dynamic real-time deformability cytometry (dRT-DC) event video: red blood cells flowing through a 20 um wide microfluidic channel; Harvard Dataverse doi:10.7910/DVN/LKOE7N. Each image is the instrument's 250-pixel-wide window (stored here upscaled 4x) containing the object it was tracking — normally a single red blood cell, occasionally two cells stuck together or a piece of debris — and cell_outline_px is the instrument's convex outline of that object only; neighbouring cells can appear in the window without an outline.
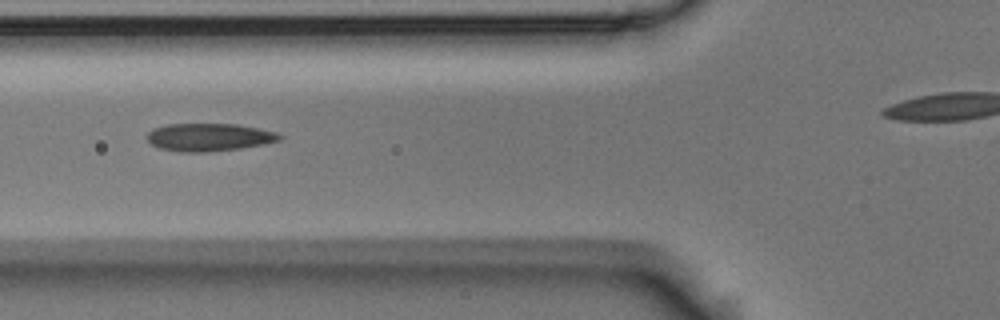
{"species": "Egyptian fruit bat (a non-hibernating species)", "species_latin": "Rousettus aegyptiacus", "temperature_condition": "room temperature", "stored_images_in_passage": 7, "segment_of_instrument_passage": [1, 2], "camera_frame_rate_fps": 3000, "um_per_image_px": 0.085, "animal": {"sex": "male"}, "frame": {"image": 1, "passage_image": 3, "time_ms": 0.667, "image_size_px": [1000, 320], "cell_outline_px": [[284, 136], [280, 140], [264, 144], [240, 148], [208, 152], [180, 152], [160, 148], [152, 144], [144, 136], [152, 128], [168, 124], [236, 124], [260, 128], [276, 132]], "centroid_in_image_um": [17.76, 11.66], "position_along_channel_um": 108.0, "area_um2": 21.62}}
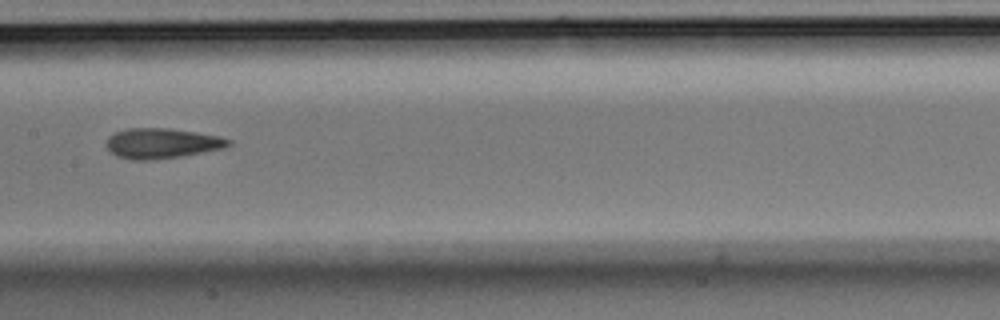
{"frame": {"image": 2, "passage_image": 5, "time_ms": 1.333, "image_size_px": [1000, 320], "cell_outline_px": [[232, 144], [224, 148], [180, 156], [152, 160], [132, 160], [120, 156], [112, 152], [108, 148], [108, 136], [116, 132], [128, 128], [168, 128], [196, 132], [220, 136], [232, 140]], "centroid_in_image_um": [13.8, 12.17], "position_along_channel_um": 193.6, "area_um2": 21.27}}
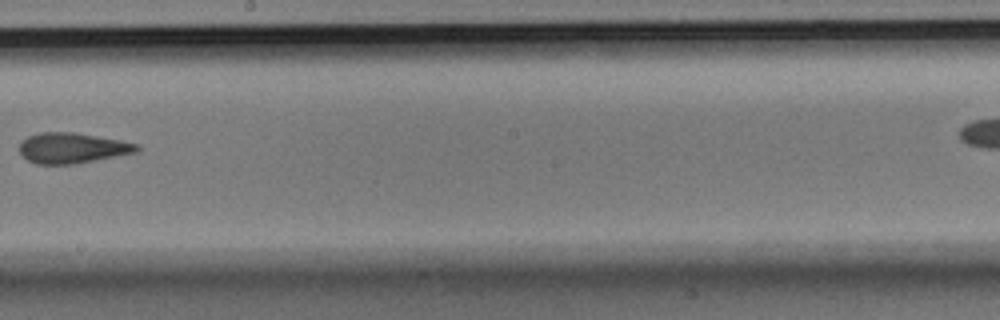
{"frame": {"image": 3, "passage_image": 6, "time_ms": 1.667, "image_size_px": [1000, 320], "cell_outline_px": [[140, 148], [136, 152], [72, 164], [36, 164], [28, 160], [20, 152], [20, 144], [28, 136], [40, 132], [76, 132], [120, 140], [140, 144]], "centroid_in_image_um": [6.15, 12.57], "position_along_channel_um": 242.1, "area_um2": 20.63}}